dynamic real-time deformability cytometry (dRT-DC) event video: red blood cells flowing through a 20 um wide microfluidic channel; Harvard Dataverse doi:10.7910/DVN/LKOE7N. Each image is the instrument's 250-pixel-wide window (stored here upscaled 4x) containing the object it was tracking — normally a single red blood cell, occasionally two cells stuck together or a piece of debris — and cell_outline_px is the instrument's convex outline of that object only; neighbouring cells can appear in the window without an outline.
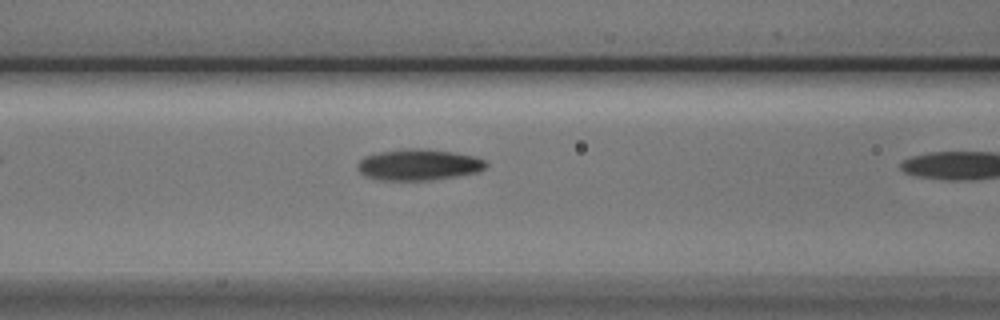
{"species": "Egyptian fruit bat (a non-hibernating species)", "species_latin": "Rousettus aegyptiacus", "temperature_condition": "cold", "stored_images_in_passage": 4, "camera_frame_rate_fps": 3000, "um_per_image_px": 0.085, "animal": {"sex": "male"}, "frame": {"image": 1, "passage_image": 3, "time_ms": 0.667, "image_size_px": [1000, 320], "cell_outline_px": [[488, 164], [480, 172], [432, 180], [380, 180], [364, 176], [360, 172], [356, 164], [364, 156], [380, 152], [408, 148], [428, 148], [476, 156], [484, 160]], "centroid_in_image_um": [35.59, 14.0], "position_along_channel_um": 131.0, "area_um2": 23.52}}